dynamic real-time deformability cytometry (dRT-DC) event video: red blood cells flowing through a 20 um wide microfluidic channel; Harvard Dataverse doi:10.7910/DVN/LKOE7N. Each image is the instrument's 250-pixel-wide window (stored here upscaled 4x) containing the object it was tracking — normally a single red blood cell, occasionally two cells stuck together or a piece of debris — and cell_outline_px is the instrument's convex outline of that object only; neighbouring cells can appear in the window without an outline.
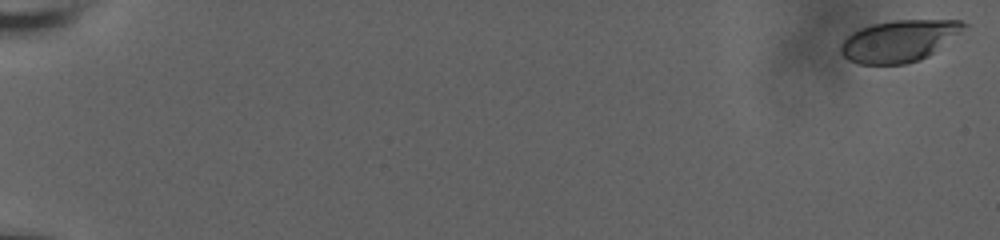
{"species": "human", "species_latin": "Homo sapiens", "temperature_condition": "room temperature", "stored_images_in_passage": 60, "camera_frame_rate_fps": 3000, "um_per_image_px": 0.085, "donor": {"sex": "male"}, "frame": {"image": 1, "passage_image": 1, "time_ms": 0.0, "image_size_px": [1000, 240], "cell_outline_px": [[972, 24], [928, 56], [920, 60], [904, 64], [860, 64], [848, 60], [840, 52], [840, 44], [852, 32], [860, 28], [872, 24], [892, 20], [960, 20]], "centroid_in_image_um": [76.44, 3.47], "position_along_channel_um": 8.6, "area_um2": 30.0}}
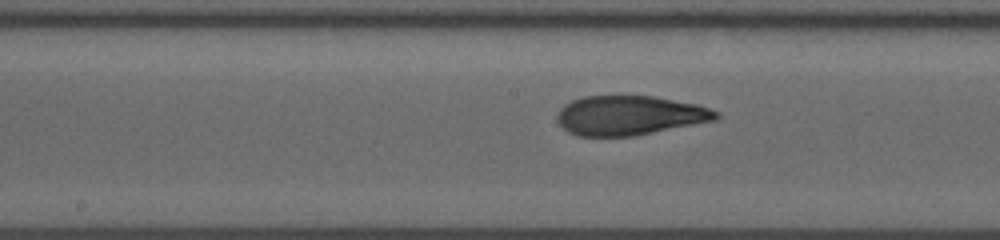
{"frame": {"image": 2, "passage_image": 34, "time_ms": 11.0, "image_size_px": [1000, 240], "cell_outline_px": [[720, 116], [716, 120], [636, 136], [576, 136], [568, 132], [560, 124], [556, 116], [560, 108], [564, 104], [572, 100], [584, 96], [652, 96], [696, 104], [720, 112]], "centroid_in_image_um": [53.51, 9.82], "position_along_channel_um": 194.7, "area_um2": 36.59}}
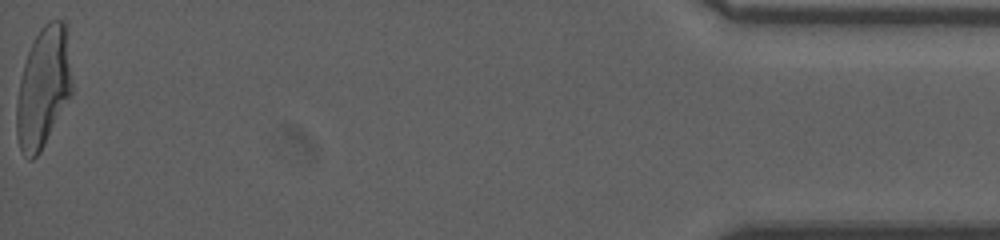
{"frame": {"image": 3, "passage_image": 60, "time_ms": 19.667, "image_size_px": [1000, 240], "cell_outline_px": [[72, 92], [40, 152], [32, 160], [28, 160], [20, 148], [16, 136], [16, 104], [20, 80], [24, 64], [28, 52], [40, 28], [48, 20], [60, 20], [64, 24], [72, 80]], "centroid_in_image_um": [3.65, 7.48], "position_along_channel_um": 431.5, "area_um2": 38.21}, "authors_computed_cell_mechanics": {"area_um2": 36.5874, "velocity_mm_per_s": 3.7254, "shape_relaxation_time_tau1_ms": 8.0012, "shape_relaxation_time_tau2_ms": 1.1959, "deformation_change_tau1": 0.258, "deformation_change_tau2": 0.0879}}